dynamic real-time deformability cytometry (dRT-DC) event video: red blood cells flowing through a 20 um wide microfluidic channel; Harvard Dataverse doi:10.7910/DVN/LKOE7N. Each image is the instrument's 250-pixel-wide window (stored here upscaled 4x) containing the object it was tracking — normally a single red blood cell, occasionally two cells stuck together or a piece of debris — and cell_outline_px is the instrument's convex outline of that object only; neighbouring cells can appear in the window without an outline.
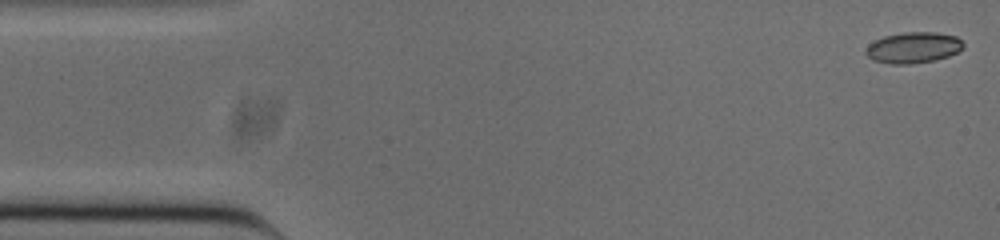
{"species": "common noctule bat (a hibernating species)", "species_latin": "Nyctalus noctula", "temperature_condition": "cold", "stored_images_in_passage": 52, "camera_frame_rate_fps": 3000, "um_per_image_px": 0.085, "animal": {"sex": "male", "body_mass_g": 20.0, "forearm_length_mm": 53.3}, "frame": {"image": 1, "passage_image": 1, "time_ms": 0.0, "image_size_px": [1000, 240], "cell_outline_px": [[964, 44], [956, 52], [948, 56], [932, 60], [908, 64], [892, 64], [872, 60], [864, 52], [868, 44], [884, 36], [904, 32], [936, 32], [956, 36]], "centroid_in_image_um": [77.58, 4.04], "position_along_channel_um": 7.4, "area_um2": 17.4}}
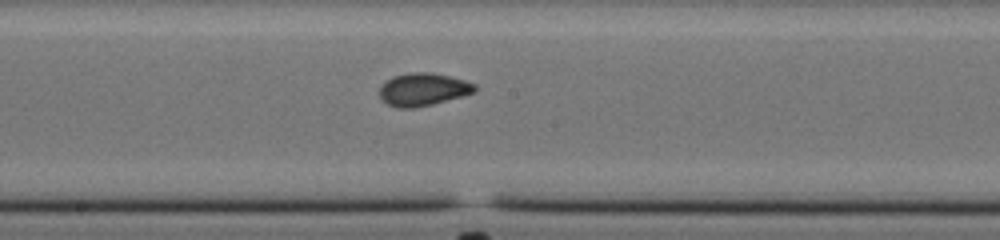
{"frame": {"image": 2, "passage_image": 26, "time_ms": 8.333, "image_size_px": [1000, 240], "cell_outline_px": [[476, 88], [472, 92], [460, 96], [432, 104], [412, 108], [396, 108], [388, 104], [380, 96], [380, 88], [384, 80], [392, 76], [412, 72], [432, 72], [464, 80], [476, 84]], "centroid_in_image_um": [35.91, 7.59], "position_along_channel_um": 212.3, "area_um2": 17.98}}
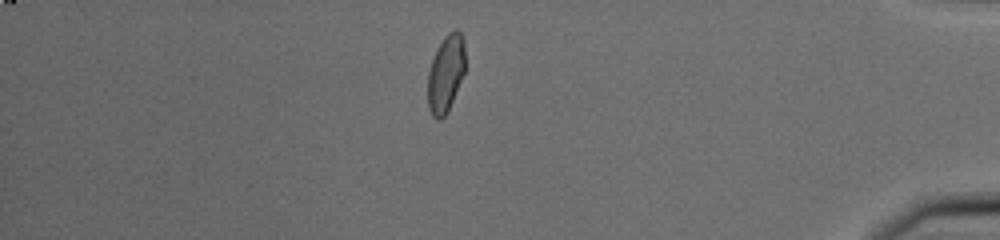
{"frame": {"image": 3, "passage_image": 44, "time_ms": 14.333, "image_size_px": [1000, 240], "cell_outline_px": [[464, 72], [452, 100], [444, 116], [440, 120], [436, 120], [432, 116], [428, 108], [428, 72], [436, 48], [444, 36], [448, 32], [456, 28], [460, 32], [464, 40]], "centroid_in_image_um": [37.87, 6.22], "position_along_channel_um": 397.3, "area_um2": 16.7}, "authors_computed_cell_mechanics": {"area_um2": 17.4845, "velocity_mm_per_s": 3.8514, "shape_relaxation_time_tau1_ms": 6.8964, "shape_relaxation_time_tau2_ms": 1.2435, "deformation_change_tau1": 0.1526, "deformation_change_tau2": 0.0513}}